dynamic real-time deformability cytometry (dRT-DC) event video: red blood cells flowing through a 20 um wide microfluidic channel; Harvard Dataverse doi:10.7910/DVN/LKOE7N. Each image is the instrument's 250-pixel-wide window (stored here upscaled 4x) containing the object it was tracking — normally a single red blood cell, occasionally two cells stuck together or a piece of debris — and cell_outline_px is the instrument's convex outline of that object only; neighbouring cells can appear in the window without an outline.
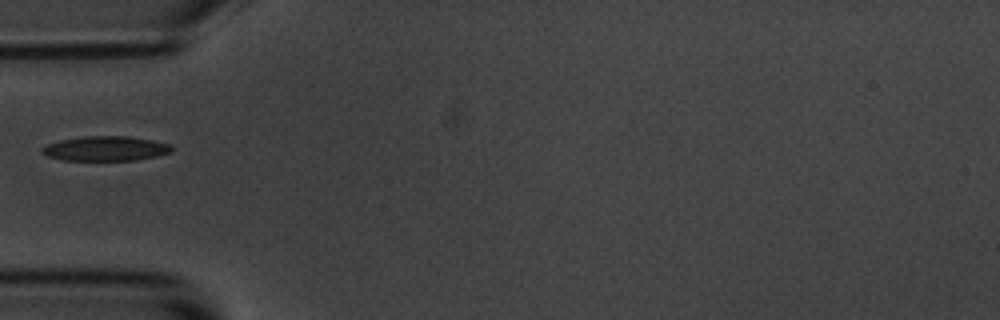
{"species": "common noctule bat (a hibernating species)", "species_latin": "Nyctalus noctula", "temperature_condition": "room temperature", "stored_images_in_passage": 2, "camera_frame_rate_fps": 3000, "um_per_image_px": 0.085, "animal": {"sex": "male", "body_mass_g": 20.1, "forearm_length_mm": 53.5}, "frame": {"image": 1, "passage_image": 1, "time_ms": 0.0, "image_size_px": [1000, 320], "cell_outline_px": [[172, 152], [156, 156], [136, 160], [64, 160], [48, 156], [40, 152], [40, 148], [48, 144], [60, 140], [84, 136], [128, 136], [152, 140], [172, 144]], "centroid_in_image_um": [8.98, 12.62], "position_along_channel_um": 76.0, "area_um2": 18.67}}